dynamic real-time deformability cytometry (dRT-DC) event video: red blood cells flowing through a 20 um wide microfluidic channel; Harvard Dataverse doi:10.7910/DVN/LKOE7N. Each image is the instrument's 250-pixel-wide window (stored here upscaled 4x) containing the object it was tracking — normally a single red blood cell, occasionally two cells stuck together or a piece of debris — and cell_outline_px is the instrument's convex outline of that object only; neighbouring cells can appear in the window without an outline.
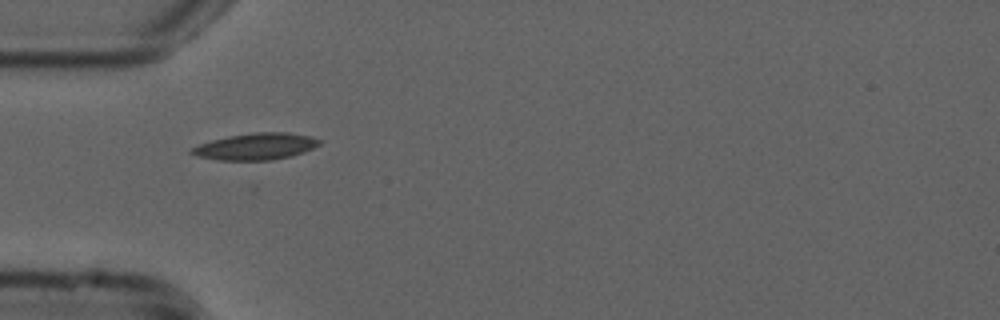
{"species": "common noctule bat (a hibernating species)", "species_latin": "Nyctalus noctula", "temperature_condition": "cold", "stored_images_in_passage": 18, "camera_frame_rate_fps": 3000, "um_per_image_px": 0.085, "animal": {"sex": "male", "forearm_length_mm": 52.5}, "frame": {"image": 1, "passage_image": 1, "time_ms": 0.0, "image_size_px": [1000, 320], "cell_outline_px": [[324, 140], [320, 144], [304, 152], [292, 156], [272, 160], [216, 160], [196, 156], [188, 152], [192, 148], [200, 144], [212, 140], [228, 136], [252, 132], [288, 132], [312, 136]], "centroid_in_image_um": [21.78, 12.44], "position_along_channel_um": 63.2, "area_um2": 20.06}}
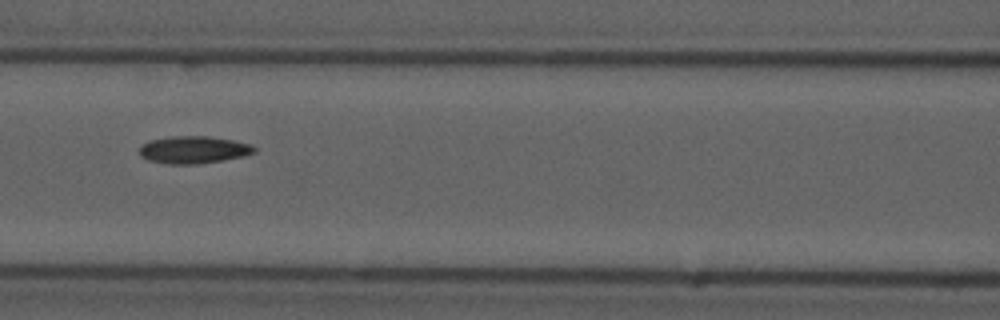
{"frame": {"image": 2, "passage_image": 8, "time_ms": 2.333, "image_size_px": [1000, 320], "cell_outline_px": [[256, 152], [244, 156], [196, 164], [168, 164], [148, 160], [140, 156], [140, 144], [148, 140], [172, 136], [208, 136], [232, 140], [252, 144], [256, 148]], "centroid_in_image_um": [16.43, 12.72], "position_along_channel_um": 150.2, "area_um2": 18.38}}
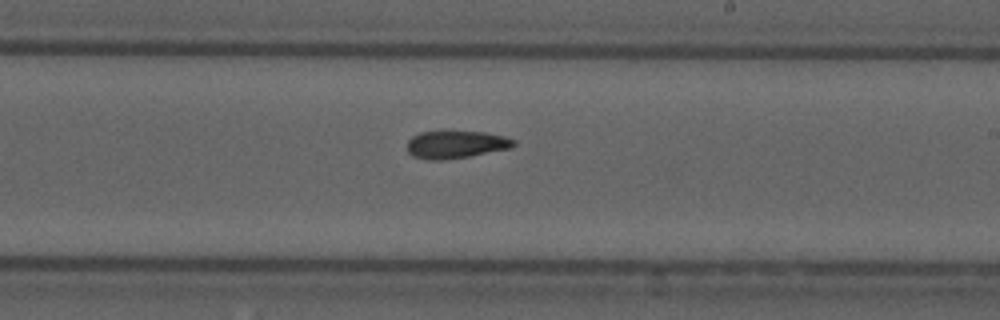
{"frame": {"image": 3, "passage_image": 16, "time_ms": 5.0, "image_size_px": [1000, 320], "cell_outline_px": [[516, 144], [512, 148], [468, 156], [444, 160], [428, 160], [412, 156], [408, 152], [408, 140], [412, 136], [420, 132], [444, 128], [484, 132], [504, 136], [516, 140]], "centroid_in_image_um": [38.73, 12.23], "position_along_channel_um": 250.3, "area_um2": 17.98}}